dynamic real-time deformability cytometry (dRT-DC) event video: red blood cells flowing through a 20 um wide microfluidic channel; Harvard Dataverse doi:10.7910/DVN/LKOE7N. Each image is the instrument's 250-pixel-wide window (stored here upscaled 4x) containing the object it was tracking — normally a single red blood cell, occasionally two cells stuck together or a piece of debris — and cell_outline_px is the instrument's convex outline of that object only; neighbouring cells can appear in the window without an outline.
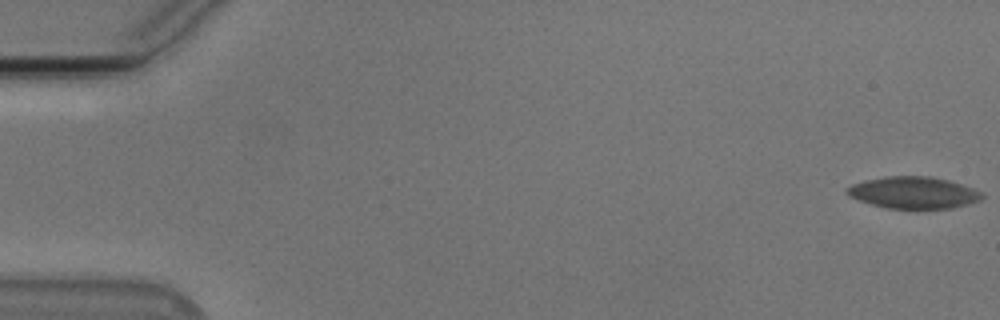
{"species": "Egyptian fruit bat (a non-hibernating species)", "species_latin": "Rousettus aegyptiacus", "temperature_condition": "cold", "stored_images_in_passage": 34, "camera_frame_rate_fps": 3000, "um_per_image_px": 0.085, "animal": {"sex": "male"}, "frame": {"image": 1, "passage_image": 1, "time_ms": 0.0, "image_size_px": [1000, 320], "cell_outline_px": [[984, 196], [980, 200], [952, 208], [888, 208], [872, 204], [848, 196], [844, 192], [844, 188], [852, 184], [864, 180], [884, 176], [932, 176], [948, 180], [972, 188], [980, 192]], "centroid_in_image_um": [77.59, 16.36], "position_along_channel_um": 7.4, "area_um2": 24.91}}
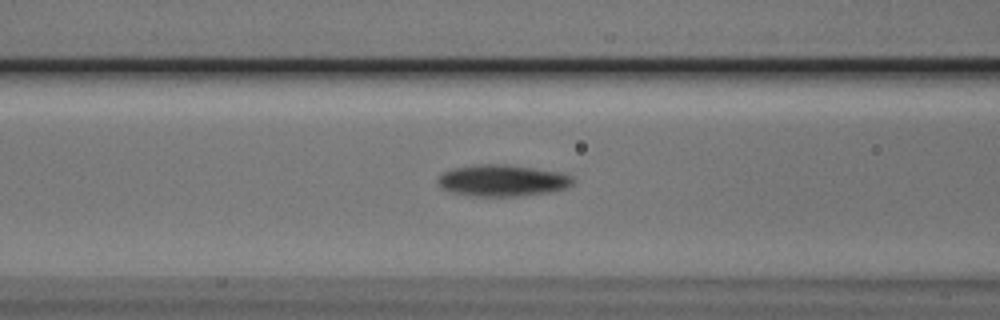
{"frame": {"image": 2, "passage_image": 23, "time_ms": 7.333, "image_size_px": [1000, 320], "cell_outline_px": [[576, 180], [572, 184], [564, 188], [552, 192], [524, 196], [468, 196], [452, 192], [440, 188], [436, 184], [436, 176], [452, 168], [476, 164], [504, 164], [560, 172], [572, 176]], "centroid_in_image_um": [42.65, 15.35], "position_along_channel_um": 123.9, "area_um2": 25.26}}
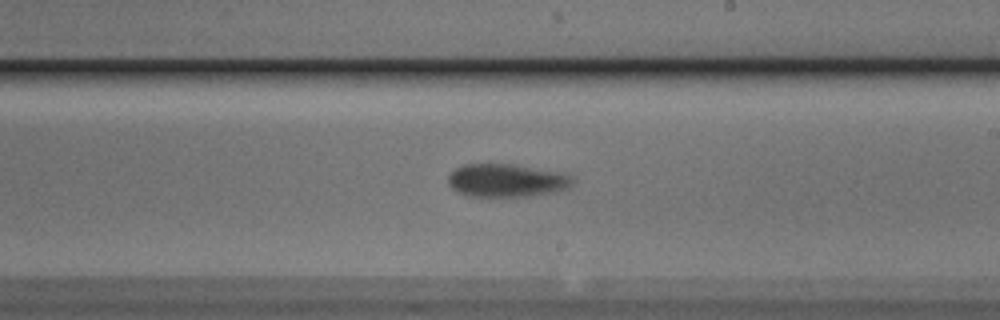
{"frame": {"image": 3, "passage_image": 33, "time_ms": 10.667, "image_size_px": [1000, 320], "cell_outline_px": [[576, 180], [568, 188], [556, 192], [528, 196], [468, 196], [456, 192], [448, 184], [448, 176], [456, 168], [464, 164], [512, 164], [568, 172]], "centroid_in_image_um": [43.13, 15.33], "position_along_channel_um": 245.9, "area_um2": 24.45}}